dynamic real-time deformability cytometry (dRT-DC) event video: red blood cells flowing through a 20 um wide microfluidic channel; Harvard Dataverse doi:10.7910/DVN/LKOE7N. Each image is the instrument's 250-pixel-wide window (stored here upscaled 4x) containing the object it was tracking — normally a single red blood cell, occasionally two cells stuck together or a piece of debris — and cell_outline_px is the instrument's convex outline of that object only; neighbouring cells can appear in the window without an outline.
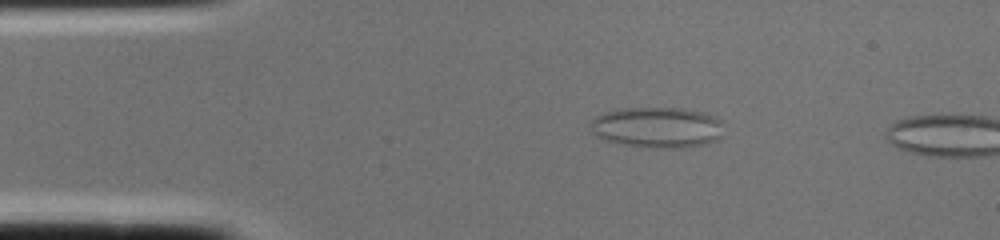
{"species": "common noctule bat (a hibernating species)", "species_latin": "Nyctalus noctula", "temperature_condition": "cold", "stored_images_in_passage": 2, "camera_frame_rate_fps": 3000, "um_per_image_px": 0.085, "animal": {"sex": "female", "body_mass_g": 22.0, "forearm_length_mm": 56.7}, "frame": {"image": 1, "passage_image": 1, "time_ms": 0.0, "image_size_px": [1000, 240], "cell_outline_px": [[720, 140], [704, 144], [680, 148], [652, 148], [624, 144], [604, 140], [596, 136], [592, 132], [588, 124], [596, 116], [604, 112], [620, 108], [680, 108], [704, 112], [720, 120]], "centroid_in_image_um": [55.82, 10.83], "position_along_channel_um": 29.2, "area_um2": 31.73}}